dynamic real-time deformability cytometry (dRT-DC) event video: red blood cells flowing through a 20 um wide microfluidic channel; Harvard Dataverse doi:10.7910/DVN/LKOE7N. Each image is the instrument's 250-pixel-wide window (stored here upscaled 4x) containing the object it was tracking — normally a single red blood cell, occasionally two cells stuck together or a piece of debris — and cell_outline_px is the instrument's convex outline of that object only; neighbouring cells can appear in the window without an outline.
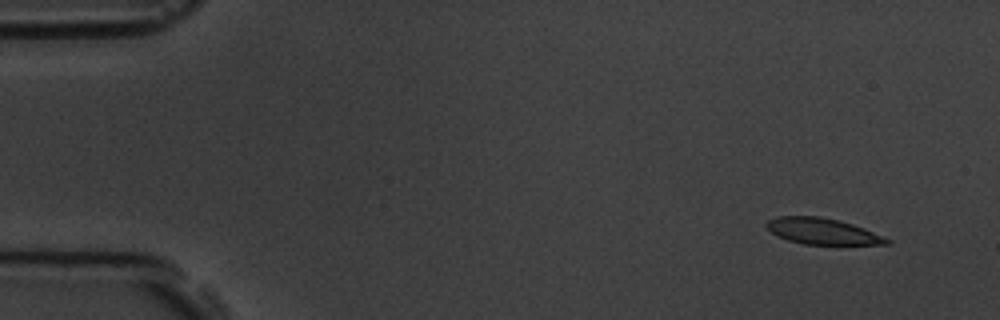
{"species": "common noctule bat (a hibernating species)", "species_latin": "Nyctalus noctula", "temperature_condition": "room temperature", "stored_images_in_passage": 4, "camera_frame_rate_fps": 3000, "um_per_image_px": 0.085, "animal": {"sex": "male", "body_mass_g": 19.5, "forearm_length_mm": 54.6}, "frame": {"image": 1, "passage_image": 1, "time_ms": 0.0, "image_size_px": [1000, 320], "cell_outline_px": [[892, 244], [804, 244], [788, 240], [776, 236], [764, 228], [764, 224], [768, 220], [780, 216], [820, 216], [852, 224], [864, 228], [884, 236], [892, 240]], "centroid_in_image_um": [69.87, 19.66], "position_along_channel_um": 15.1, "area_um2": 18.38}}
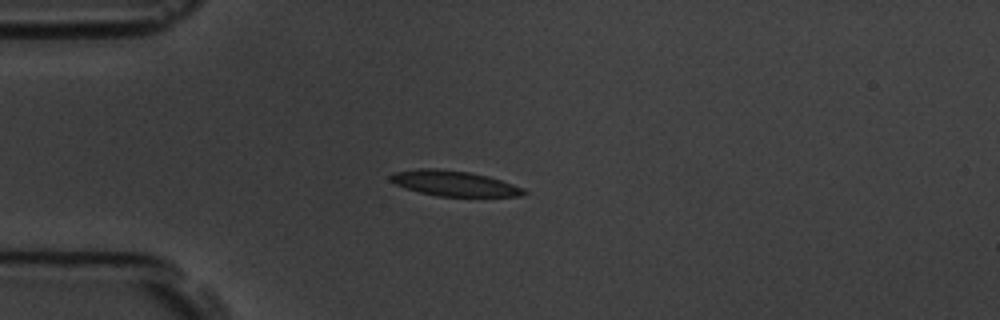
{"frame": {"image": 2, "passage_image": 4, "time_ms": 3.333, "image_size_px": [1000, 320], "cell_outline_px": [[528, 192], [524, 196], [436, 196], [404, 188], [388, 180], [388, 176], [392, 172], [420, 168], [440, 168], [468, 172], [488, 176], [524, 188]], "centroid_in_image_um": [38.55, 15.58], "position_along_channel_um": 46.4, "area_um2": 19.83}}